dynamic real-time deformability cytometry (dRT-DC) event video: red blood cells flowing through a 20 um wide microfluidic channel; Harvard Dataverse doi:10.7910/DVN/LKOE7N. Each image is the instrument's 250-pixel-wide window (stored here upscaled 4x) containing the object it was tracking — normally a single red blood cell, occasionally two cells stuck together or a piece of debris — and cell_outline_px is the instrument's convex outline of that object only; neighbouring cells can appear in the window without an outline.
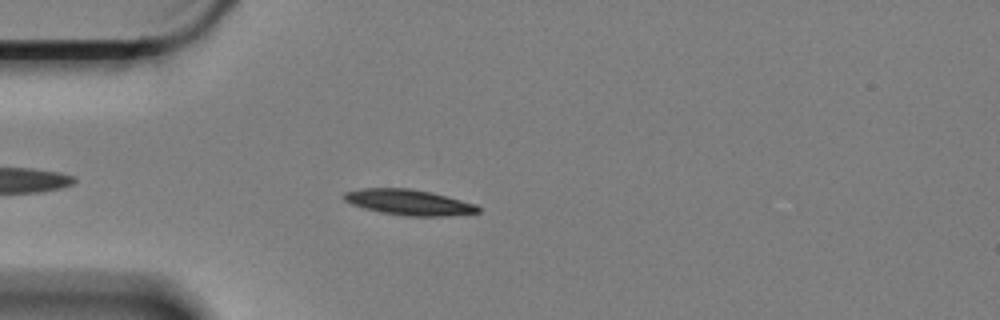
{"species": "Egyptian fruit bat (a non-hibernating species)", "species_latin": "Rousettus aegyptiacus", "temperature_condition": "cold", "stored_images_in_passage": 49, "camera_frame_rate_fps": 3000, "um_per_image_px": 0.085, "animal": {"sex": "female"}, "frame": {"image": 1, "passage_image": 6, "time_ms": 1.667, "image_size_px": [1000, 320], "cell_outline_px": [[480, 212], [444, 216], [404, 216], [380, 212], [364, 208], [352, 204], [344, 200], [344, 192], [360, 188], [408, 188], [432, 192], [476, 204], [480, 208]], "centroid_in_image_um": [34.74, 17.19], "position_along_channel_um": 50.3, "area_um2": 20.0}}
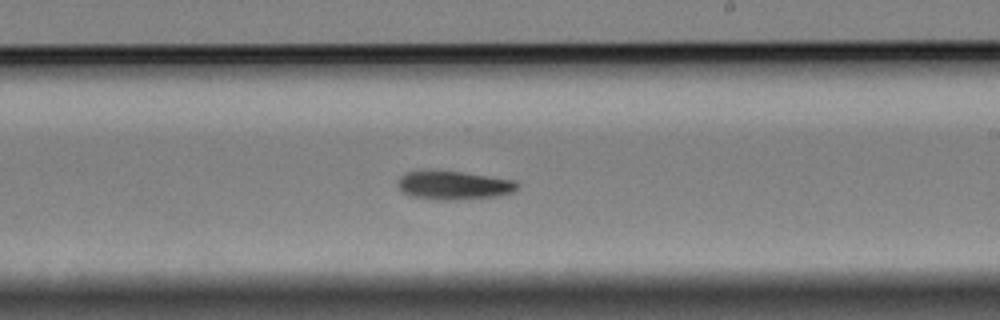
{"frame": {"image": 2, "passage_image": 25, "time_ms": 8.0, "image_size_px": [1000, 320], "cell_outline_px": [[520, 188], [512, 192], [496, 196], [456, 200], [444, 200], [412, 196], [404, 192], [396, 184], [400, 176], [408, 172], [460, 172], [516, 180], [520, 184]], "centroid_in_image_um": [38.64, 15.76], "position_along_channel_um": 250.4, "area_um2": 19.48}}
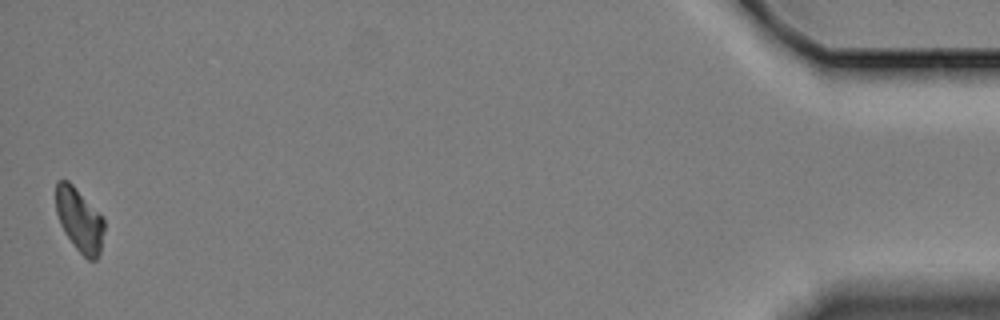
{"frame": {"image": 3, "passage_image": 49, "time_ms": 16.0, "image_size_px": [1000, 320], "cell_outline_px": [[104, 228], [100, 252], [96, 260], [88, 260], [72, 244], [64, 232], [60, 224], [56, 212], [56, 180], [68, 180], [104, 216]], "centroid_in_image_um": [6.75, 18.68], "position_along_channel_um": 428.4, "area_um2": 18.03}, "authors_computed_cell_mechanics": {"area_um2": 19.363, "velocity_mm_per_s": 3.3343, "shape_relaxation_time_tau1_ms": 3.1568, "shape_relaxation_time_tau2_ms": null, "deformation_change_tau1": 0.0846, "deformation_change_tau2": null}}